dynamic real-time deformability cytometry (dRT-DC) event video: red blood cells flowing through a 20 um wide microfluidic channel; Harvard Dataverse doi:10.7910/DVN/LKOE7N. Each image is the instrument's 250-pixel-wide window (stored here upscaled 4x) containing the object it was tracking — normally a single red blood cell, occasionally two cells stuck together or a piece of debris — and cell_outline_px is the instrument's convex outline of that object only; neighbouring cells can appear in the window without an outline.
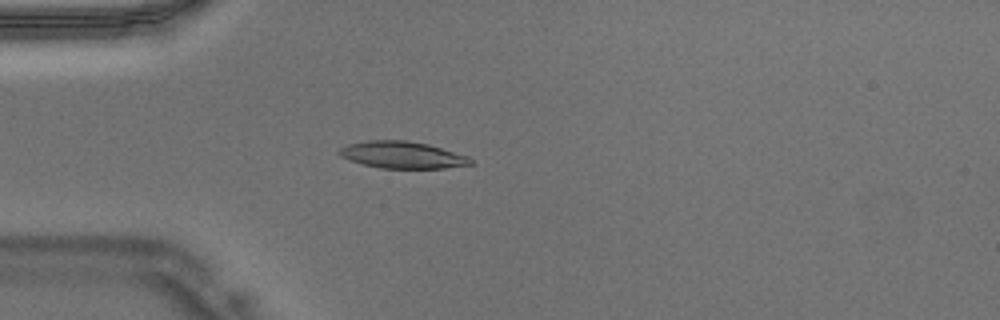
{"species": "Egyptian fruit bat (a non-hibernating species)", "species_latin": "Rousettus aegyptiacus", "temperature_condition": "warm", "stored_images_in_passage": 34, "segment_of_instrument_passage": [1, 2], "camera_frame_rate_fps": 3000, "um_per_image_px": 0.085, "animal": {"sex": "male"}, "frame": {"image": 1, "passage_image": 1, "time_ms": 0.0, "image_size_px": [1000, 320], "cell_outline_px": [[476, 160], [472, 164], [444, 168], [380, 168], [364, 164], [340, 156], [336, 152], [340, 148], [348, 144], [368, 140], [404, 140], [428, 144], [468, 156]], "centroid_in_image_um": [34.21, 13.16], "position_along_channel_um": 50.8, "area_um2": 20.52}}